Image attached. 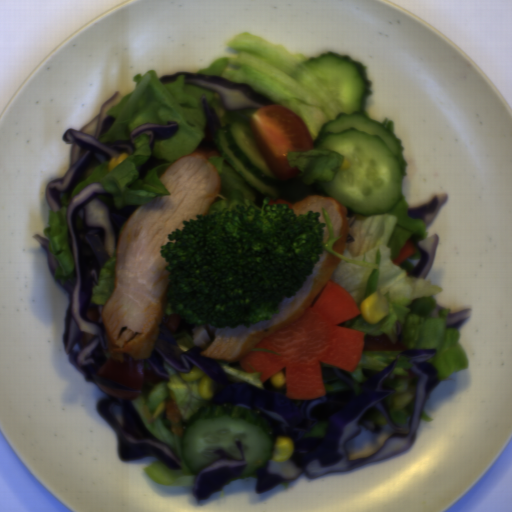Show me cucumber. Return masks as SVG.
<instances>
[{
	"label": "cucumber",
	"mask_w": 512,
	"mask_h": 512,
	"mask_svg": "<svg viewBox=\"0 0 512 512\" xmlns=\"http://www.w3.org/2000/svg\"><path fill=\"white\" fill-rule=\"evenodd\" d=\"M305 66L333 95L339 113L323 125L313 149L334 151L345 161L332 181L317 182L354 215L390 212L400 202L406 161L399 138L365 115L372 82L364 63L350 55L325 52Z\"/></svg>",
	"instance_id": "obj_1"
},
{
	"label": "cucumber",
	"mask_w": 512,
	"mask_h": 512,
	"mask_svg": "<svg viewBox=\"0 0 512 512\" xmlns=\"http://www.w3.org/2000/svg\"><path fill=\"white\" fill-rule=\"evenodd\" d=\"M182 427L180 454L184 466L193 476L218 458L213 453L216 449H223L239 459L241 454L236 440H239L246 460V467L237 479L246 478L265 461L273 459L275 446L265 427L253 424L243 416L200 414L189 417Z\"/></svg>",
	"instance_id": "obj_2"
},
{
	"label": "cucumber",
	"mask_w": 512,
	"mask_h": 512,
	"mask_svg": "<svg viewBox=\"0 0 512 512\" xmlns=\"http://www.w3.org/2000/svg\"><path fill=\"white\" fill-rule=\"evenodd\" d=\"M214 142L223 159L246 185L264 199L280 200L281 181L269 168L258 150L251 124L236 119L214 134Z\"/></svg>",
	"instance_id": "obj_3"
}]
</instances>
